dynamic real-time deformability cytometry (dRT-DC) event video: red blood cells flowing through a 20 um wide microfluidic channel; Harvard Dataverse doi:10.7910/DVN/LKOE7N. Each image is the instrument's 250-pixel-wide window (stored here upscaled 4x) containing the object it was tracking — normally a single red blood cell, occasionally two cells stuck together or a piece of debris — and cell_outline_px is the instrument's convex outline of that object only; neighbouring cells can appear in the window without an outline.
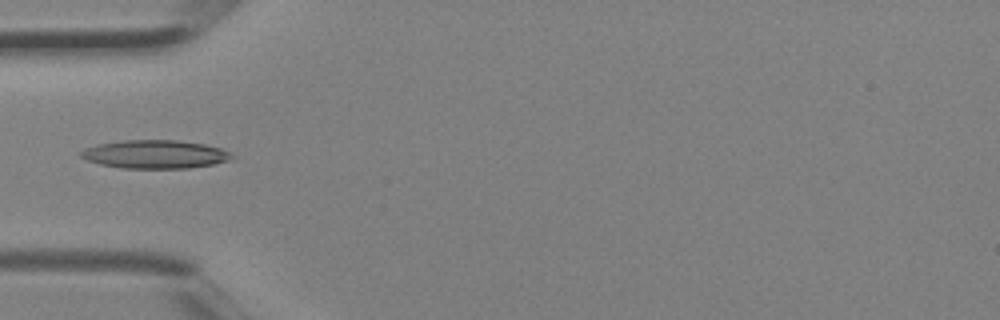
{"species": "Egyptian fruit bat (a non-hibernating species)", "species_latin": "Rousettus aegyptiacus", "temperature_condition": "room temperature", "stored_images_in_passage": 4, "camera_frame_rate_fps": 3000, "um_per_image_px": 0.085, "animal": {"sex": "female"}, "frame": {"image": 1, "passage_image": 4, "time_ms": 1.0, "image_size_px": [1000, 320], "cell_outline_px": [[236, 156], [228, 160], [212, 164], [188, 168], [120, 168], [100, 164], [88, 160], [80, 156], [80, 152], [84, 148], [96, 144], [120, 140], [176, 140], [204, 144], [220, 148], [232, 152]], "centroid_in_image_um": [13.17, 13.1], "position_along_channel_um": 71.8, "area_um2": 25.03}}